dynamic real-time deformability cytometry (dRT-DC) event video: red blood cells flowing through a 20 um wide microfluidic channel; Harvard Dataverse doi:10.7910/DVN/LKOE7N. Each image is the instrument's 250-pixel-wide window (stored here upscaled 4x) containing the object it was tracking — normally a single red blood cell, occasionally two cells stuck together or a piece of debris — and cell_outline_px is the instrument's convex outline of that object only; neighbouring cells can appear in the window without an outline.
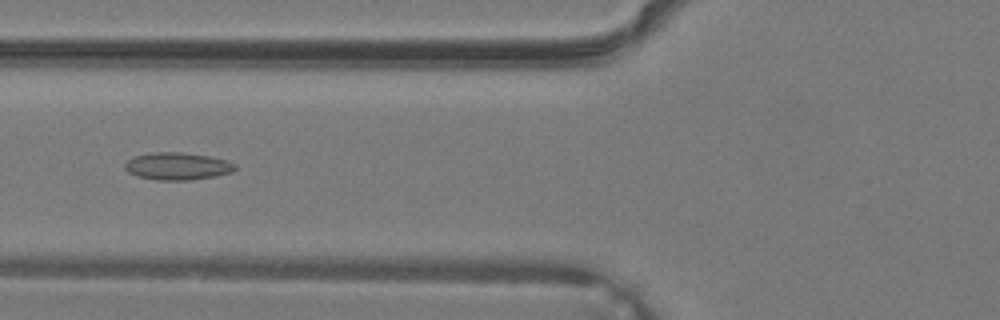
{"species": "common noctule bat (a hibernating species)", "species_latin": "Nyctalus noctula", "temperature_condition": "warm", "stored_images_in_passage": 35, "camera_frame_rate_fps": 3000, "um_per_image_px": 0.085, "animal": {"sex": "male", "body_mass_g": 19.2, "forearm_length_mm": 51.8}, "frame": {"image": 1, "passage_image": 12, "time_ms": 3.667, "image_size_px": [1000, 320], "cell_outline_px": [[236, 168], [232, 172], [216, 176], [188, 180], [156, 180], [136, 176], [128, 172], [124, 168], [124, 164], [132, 156], [152, 152], [180, 152], [208, 156], [228, 160], [236, 164]], "centroid_in_image_um": [15.06, 14.12], "position_along_channel_um": 110.7, "area_um2": 17.74}}
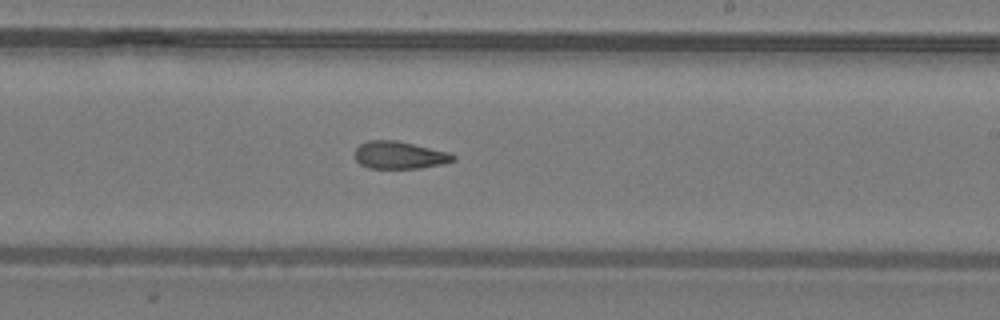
{"frame": {"image": 2, "passage_image": 20, "time_ms": 6.333, "image_size_px": [1000, 320], "cell_outline_px": [[456, 160], [440, 164], [420, 168], [368, 168], [360, 164], [356, 160], [356, 148], [360, 144], [368, 140], [396, 140], [448, 152], [456, 156]], "centroid_in_image_um": [33.94, 13.18], "position_along_channel_um": 255.1, "area_um2": 15.61}}
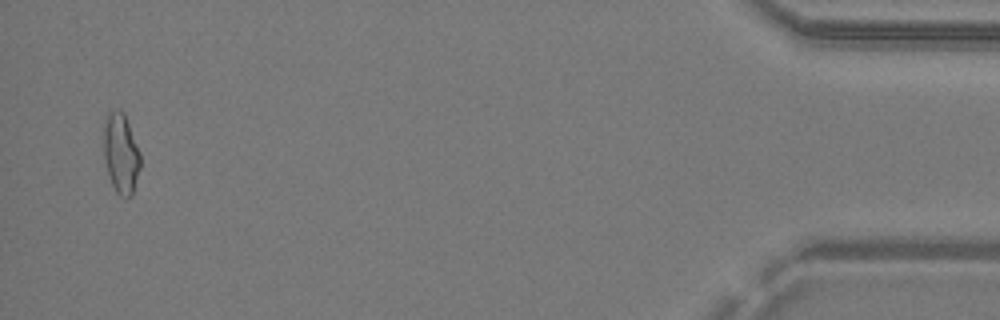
{"frame": {"image": 3, "passage_image": 34, "time_ms": 11.0, "image_size_px": [1000, 320], "cell_outline_px": [[140, 168], [132, 196], [120, 196], [116, 192], [112, 184], [108, 172], [104, 156], [104, 116], [108, 112], [120, 108], [124, 112], [140, 152]], "centroid_in_image_um": [10.28, 12.99], "position_along_channel_um": 424.9, "area_um2": 17.17}}